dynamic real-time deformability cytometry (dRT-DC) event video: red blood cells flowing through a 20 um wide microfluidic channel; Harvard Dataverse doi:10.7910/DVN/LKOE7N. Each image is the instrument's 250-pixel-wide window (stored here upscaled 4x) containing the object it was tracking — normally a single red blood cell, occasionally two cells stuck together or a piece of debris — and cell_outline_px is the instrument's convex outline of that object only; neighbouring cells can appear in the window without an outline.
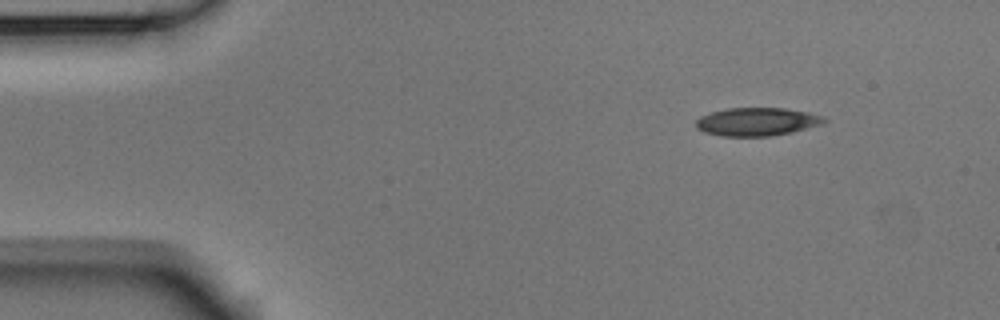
{"species": "Egyptian fruit bat (a non-hibernating species)", "species_latin": "Rousettus aegyptiacus", "temperature_condition": "room temperature", "stored_images_in_passage": 6, "camera_frame_rate_fps": 3000, "um_per_image_px": 0.085, "animal": {"sex": "male"}, "frame": {"image": 1, "passage_image": 1, "time_ms": 0.0, "image_size_px": [1000, 320], "cell_outline_px": [[828, 120], [820, 124], [792, 132], [772, 136], [720, 136], [704, 132], [696, 128], [696, 120], [700, 116], [712, 112], [728, 108], [784, 108], [808, 112], [824, 116]], "centroid_in_image_um": [64.33, 10.35], "position_along_channel_um": 20.7, "area_um2": 21.04}}
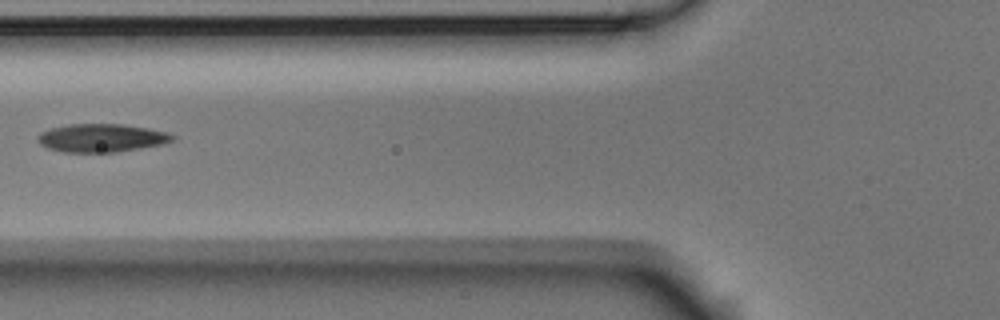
{"frame": {"image": 2, "passage_image": 5, "time_ms": 1.333, "image_size_px": [1000, 320], "cell_outline_px": [[176, 136], [172, 140], [160, 144], [116, 152], [64, 152], [48, 148], [40, 144], [36, 140], [36, 136], [40, 132], [52, 128], [68, 124], [124, 124], [148, 128], [164, 132]], "centroid_in_image_um": [8.56, 11.72], "position_along_channel_um": 117.2, "area_um2": 21.96}}
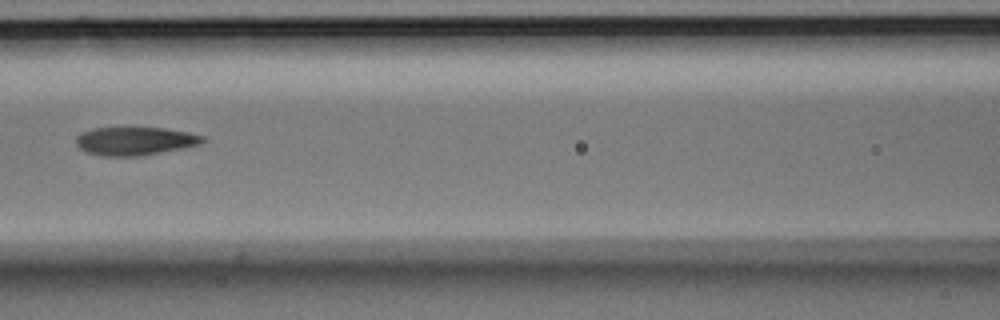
{"frame": {"image": 3, "passage_image": 6, "time_ms": 1.667, "image_size_px": [1000, 320], "cell_outline_px": [[204, 140], [196, 144], [180, 148], [144, 156], [100, 156], [88, 152], [80, 148], [76, 144], [76, 136], [80, 132], [92, 128], [164, 128], [188, 132], [204, 136]], "centroid_in_image_um": [11.4, 11.99], "position_along_channel_um": 155.2, "area_um2": 20.69}}